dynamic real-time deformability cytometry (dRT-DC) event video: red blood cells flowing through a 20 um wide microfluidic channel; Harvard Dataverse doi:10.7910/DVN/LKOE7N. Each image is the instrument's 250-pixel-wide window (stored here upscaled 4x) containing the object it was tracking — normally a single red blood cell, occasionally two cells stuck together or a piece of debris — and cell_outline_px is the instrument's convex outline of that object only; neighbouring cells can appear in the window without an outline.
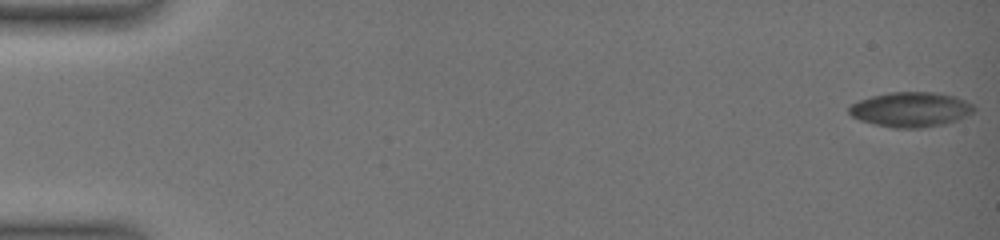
{"species": "common noctule bat (a hibernating species)", "species_latin": "Nyctalus noctula", "temperature_condition": "warm", "stored_images_in_passage": 16, "camera_frame_rate_fps": 3000, "um_per_image_px": 0.085, "animal": {"sex": "female", "body_mass_g": 19.0, "forearm_length_mm": 51.5}, "frame": {"image": 1, "passage_image": 1, "time_ms": 0.0, "image_size_px": [1000, 240], "cell_outline_px": [[976, 108], [972, 112], [956, 120], [944, 124], [920, 128], [892, 128], [860, 120], [852, 116], [848, 112], [848, 108], [852, 104], [860, 100], [872, 96], [888, 92], [932, 92], [956, 96], [972, 104]], "centroid_in_image_um": [77.4, 9.3], "position_along_channel_um": 7.6, "area_um2": 25.2}}
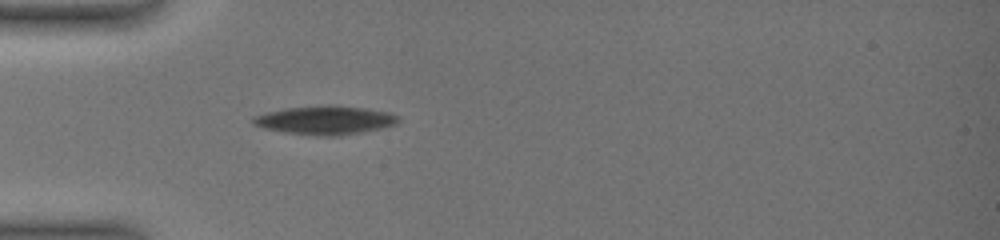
{"frame": {"image": 2, "passage_image": 14, "time_ms": 6.0, "image_size_px": [1000, 240], "cell_outline_px": [[400, 120], [396, 124], [384, 128], [364, 132], [336, 136], [320, 136], [284, 132], [264, 128], [252, 124], [252, 116], [284, 108], [332, 104], [336, 104], [364, 108], [388, 112], [400, 116]], "centroid_in_image_um": [27.67, 10.21], "position_along_channel_um": 57.3, "area_um2": 24.57}}
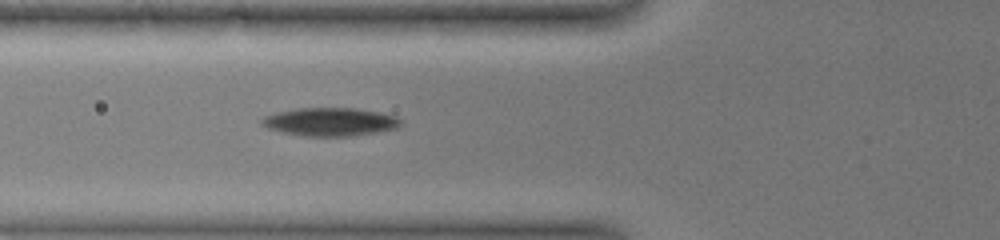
{"frame": {"image": 3, "passage_image": 16, "time_ms": 7.333, "image_size_px": [1000, 240], "cell_outline_px": [[404, 120], [396, 128], [356, 136], [304, 136], [284, 132], [268, 128], [260, 124], [260, 120], [264, 116], [276, 112], [296, 108], [356, 108], [380, 112], [396, 116]], "centroid_in_image_um": [28.07, 10.35], "position_along_channel_um": 97.7, "area_um2": 23.0}}